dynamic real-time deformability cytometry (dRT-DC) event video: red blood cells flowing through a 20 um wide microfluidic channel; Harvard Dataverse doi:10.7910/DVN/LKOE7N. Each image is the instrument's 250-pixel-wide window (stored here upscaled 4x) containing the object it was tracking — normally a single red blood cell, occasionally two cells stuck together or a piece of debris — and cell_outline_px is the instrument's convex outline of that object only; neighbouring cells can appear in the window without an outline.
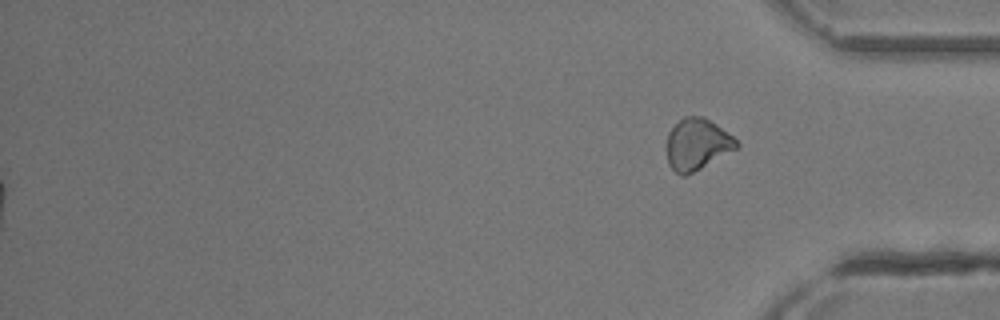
{"species": "common noctule bat (a hibernating species)", "species_latin": "Nyctalus noctula", "temperature_condition": "room temperature", "stored_images_in_passage": 34, "segment_of_instrument_passage": [2, 2], "camera_frame_rate_fps": 3000, "um_per_image_px": 0.085, "animal": {"sex": "female"}, "frame": {"image": 1, "passage_image": 34, "time_ms": 11.0, "image_size_px": [1000, 320], "cell_outline_px": [[740, 144], [736, 148], [700, 168], [684, 176], [680, 176], [668, 164], [668, 132], [684, 116], [704, 116], [716, 124], [732, 136]], "centroid_in_image_um": [59.24, 12.25], "position_along_channel_um": 376.0, "area_um2": 20.4}}